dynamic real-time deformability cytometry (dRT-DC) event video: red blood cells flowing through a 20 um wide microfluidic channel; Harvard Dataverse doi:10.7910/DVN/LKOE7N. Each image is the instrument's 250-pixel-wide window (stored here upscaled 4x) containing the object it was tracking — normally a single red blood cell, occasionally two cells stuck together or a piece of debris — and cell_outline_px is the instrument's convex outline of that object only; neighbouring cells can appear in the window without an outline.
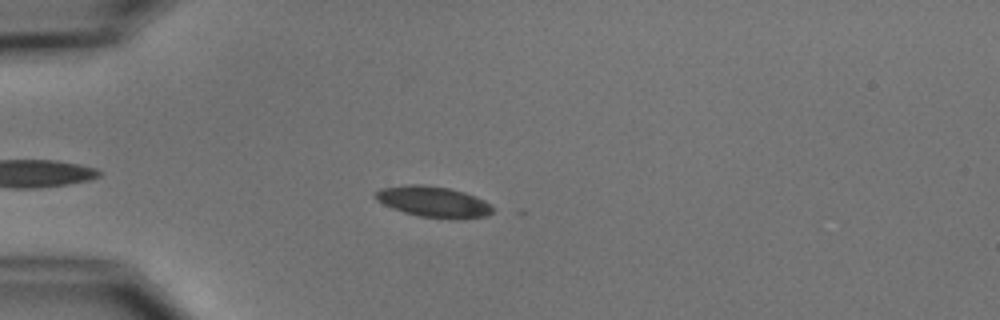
{"species": "common noctule bat (a hibernating species)", "species_latin": "Nyctalus noctula", "temperature_condition": "cold", "stored_images_in_passage": 11, "camera_frame_rate_fps": 3000, "um_per_image_px": 0.085, "animal": {"sex": "male", "body_mass_g": 15.6}, "frame": {"image": 1, "passage_image": 1, "time_ms": 0.0, "image_size_px": [1000, 320], "cell_outline_px": [[492, 212], [484, 216], [464, 220], [448, 220], [420, 216], [404, 212], [392, 208], [376, 200], [372, 196], [372, 192], [380, 188], [408, 184], [424, 184], [448, 188], [464, 192], [476, 196], [484, 200], [492, 208]], "centroid_in_image_um": [36.8, 17.16], "position_along_channel_um": 48.2, "area_um2": 21.5}}
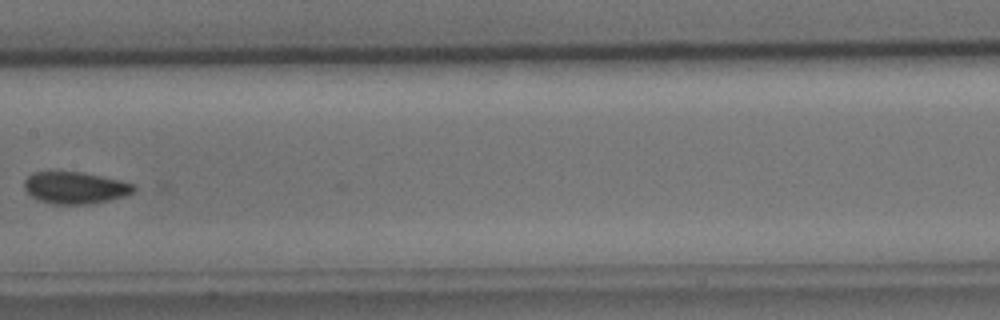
{"frame": {"image": 2, "passage_image": 5, "time_ms": 4.667, "image_size_px": [1000, 320], "cell_outline_px": [[136, 188], [132, 192], [124, 196], [92, 204], [52, 204], [40, 200], [32, 196], [24, 188], [24, 180], [32, 172], [80, 172], [120, 180], [136, 184]], "centroid_in_image_um": [6.39, 15.96], "position_along_channel_um": 201.0, "area_um2": 20.23}}
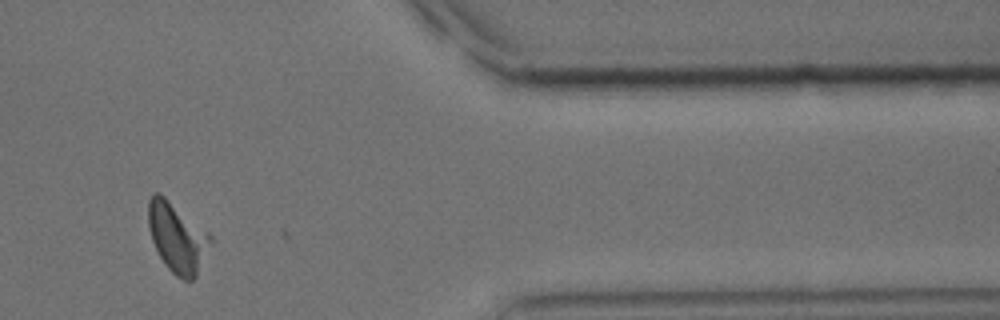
{"frame": {"image": 3, "passage_image": 10, "time_ms": 10.667, "image_size_px": [1000, 320], "cell_outline_px": [[212, 244], [196, 276], [192, 280], [184, 280], [176, 276], [164, 264], [152, 240], [148, 228], [148, 200], [156, 192], [160, 192], [208, 232], [212, 236]], "centroid_in_image_um": [15.07, 20.19], "position_along_channel_um": 396.3, "area_um2": 25.2}}